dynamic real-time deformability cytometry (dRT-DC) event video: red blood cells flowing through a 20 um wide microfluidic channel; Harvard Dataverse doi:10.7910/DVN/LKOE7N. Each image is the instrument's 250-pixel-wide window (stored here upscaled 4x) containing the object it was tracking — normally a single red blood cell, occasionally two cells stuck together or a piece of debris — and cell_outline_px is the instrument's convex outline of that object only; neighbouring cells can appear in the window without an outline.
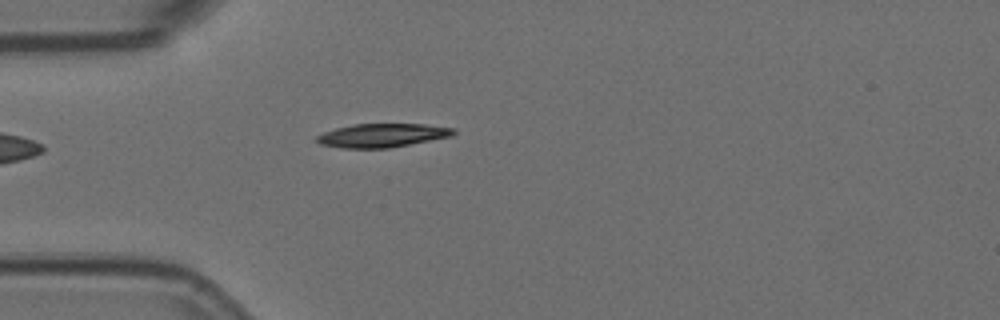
{"species": "Egyptian fruit bat (a non-hibernating species)", "species_latin": "Rousettus aegyptiacus", "temperature_condition": "room temperature", "stored_images_in_passage": 2, "camera_frame_rate_fps": 3000, "um_per_image_px": 0.085, "animal": {"sex": "female"}, "frame": {"image": 1, "passage_image": 2, "time_ms": 0.333, "image_size_px": [1000, 320], "cell_outline_px": [[456, 132], [452, 136], [388, 148], [340, 148], [320, 144], [316, 140], [316, 136], [324, 132], [336, 128], [352, 124], [424, 124], [456, 128]], "centroid_in_image_um": [32.49, 11.5], "position_along_channel_um": 52.5, "area_um2": 18.84}}